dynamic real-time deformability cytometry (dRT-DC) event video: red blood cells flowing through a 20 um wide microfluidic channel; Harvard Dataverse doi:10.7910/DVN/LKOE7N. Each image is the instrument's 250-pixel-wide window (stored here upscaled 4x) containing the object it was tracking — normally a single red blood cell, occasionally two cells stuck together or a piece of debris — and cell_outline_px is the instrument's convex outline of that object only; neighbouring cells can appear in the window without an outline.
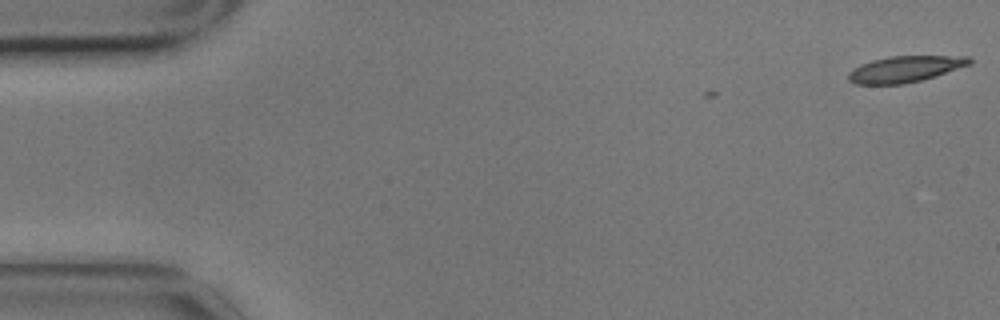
{"species": "common noctule bat (a hibernating species)", "species_latin": "Nyctalus noctula", "temperature_condition": "cold", "stored_images_in_passage": 2, "camera_frame_rate_fps": 3000, "um_per_image_px": 0.085, "animal": {"sex": "male", "body_mass_g": 17.9}, "frame": {"image": 1, "passage_image": 2, "time_ms": 0.333, "image_size_px": [1000, 320], "cell_outline_px": [[972, 64], [936, 76], [904, 84], [856, 84], [848, 80], [848, 72], [860, 64], [872, 60], [888, 56], [968, 56], [972, 60]], "centroid_in_image_um": [76.93, 5.87], "position_along_channel_um": 8.1, "area_um2": 18.55}}